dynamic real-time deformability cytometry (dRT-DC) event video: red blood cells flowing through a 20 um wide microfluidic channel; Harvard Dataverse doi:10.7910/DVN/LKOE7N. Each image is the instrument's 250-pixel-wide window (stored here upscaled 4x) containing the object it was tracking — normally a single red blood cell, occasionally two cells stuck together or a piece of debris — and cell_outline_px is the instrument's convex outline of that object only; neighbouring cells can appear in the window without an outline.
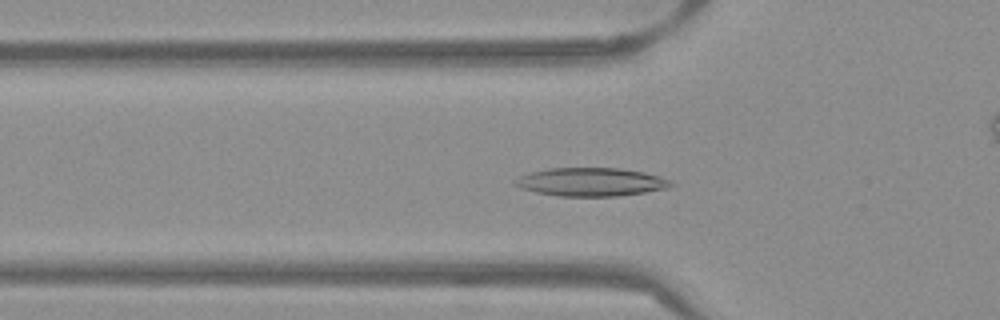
{"species": "Egyptian fruit bat (a non-hibernating species)", "species_latin": "Rousettus aegyptiacus", "temperature_condition": "warm", "stored_images_in_passage": 41, "camera_frame_rate_fps": 3000, "um_per_image_px": 0.085, "frame": {"image": 1, "passage_image": 5, "time_ms": 1.333, "image_size_px": [1000, 320], "cell_outline_px": [[676, 184], [668, 188], [644, 192], [616, 196], [560, 196], [536, 192], [520, 188], [512, 184], [512, 180], [520, 176], [532, 172], [548, 168], [620, 168], [644, 172], [672, 180]], "centroid_in_image_um": [50.23, 15.46], "position_along_channel_um": 75.6, "area_um2": 25.84}}
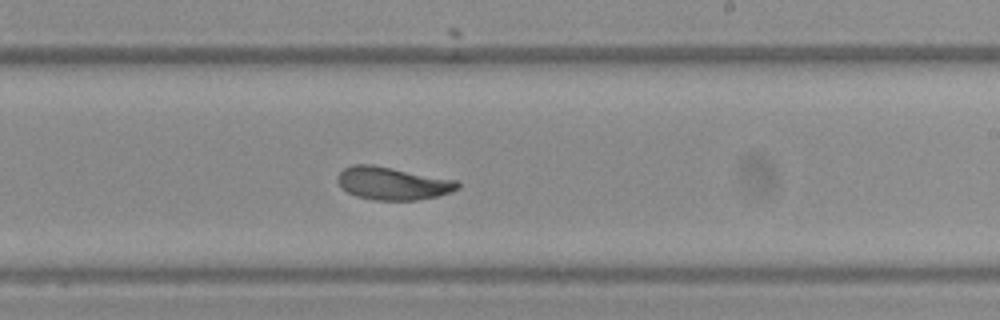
{"frame": {"image": 2, "passage_image": 19, "time_ms": 6.0, "image_size_px": [1000, 320], "cell_outline_px": [[460, 188], [452, 192], [436, 196], [416, 200], [372, 200], [356, 196], [340, 188], [336, 180], [336, 176], [344, 168], [352, 164], [372, 164], [456, 180], [460, 184]], "centroid_in_image_um": [33.33, 15.58], "position_along_channel_um": 255.7, "area_um2": 23.12}}
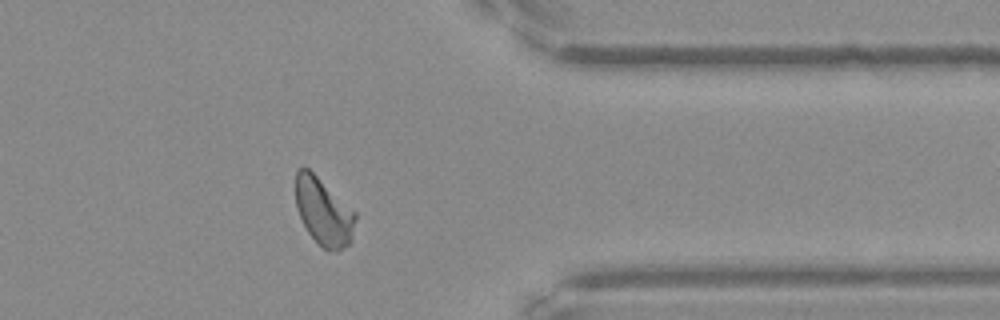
{"frame": {"image": 3, "passage_image": 30, "time_ms": 9.667, "image_size_px": [1000, 320], "cell_outline_px": [[356, 220], [352, 244], [336, 252], [328, 252], [308, 232], [296, 208], [296, 172], [304, 164], [356, 212]], "centroid_in_image_um": [27.53, 18.02], "position_along_channel_um": 383.9, "area_um2": 23.64}, "authors_computed_cell_mechanics": {"area_um2": 23.409, "velocity_mm_per_s": 3.8442, "shape_relaxation_time_tau1_ms": 4.6587, "shape_relaxation_time_tau2_ms": 2.1692, "deformation_change_tau1": 0.1538, "deformation_change_tau2": 0.0833}}